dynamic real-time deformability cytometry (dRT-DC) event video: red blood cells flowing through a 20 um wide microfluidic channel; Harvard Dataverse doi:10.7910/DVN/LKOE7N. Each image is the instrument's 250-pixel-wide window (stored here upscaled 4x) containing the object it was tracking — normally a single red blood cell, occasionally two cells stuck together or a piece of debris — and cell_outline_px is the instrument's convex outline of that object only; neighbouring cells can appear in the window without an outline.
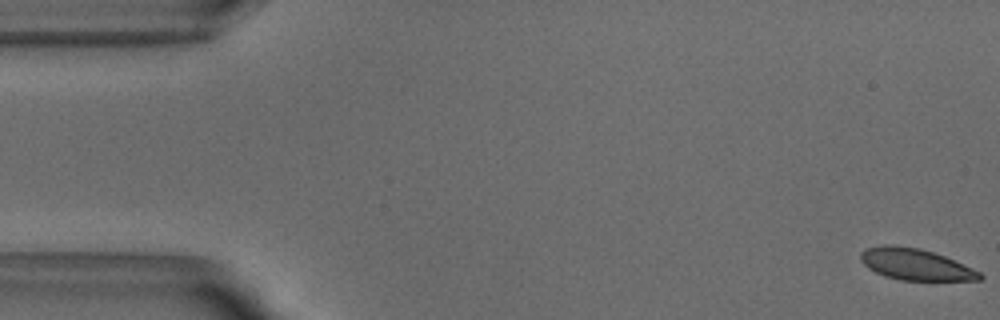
{"species": "common noctule bat (a hibernating species)", "species_latin": "Nyctalus noctula", "temperature_condition": "warm", "stored_images_in_passage": 52, "camera_frame_rate_fps": 3000, "um_per_image_px": 0.085, "animal": {"sex": "male", "body_mass_g": 18.8}, "frame": {"image": 1, "passage_image": 1, "time_ms": 0.0, "image_size_px": [1000, 320], "cell_outline_px": [[984, 276], [980, 280], [900, 280], [884, 276], [868, 268], [860, 260], [860, 252], [864, 248], [884, 244], [896, 244], [920, 248], [944, 256], [972, 268], [980, 272]], "centroid_in_image_um": [77.76, 22.45], "position_along_channel_um": 7.2, "area_um2": 21.91}}
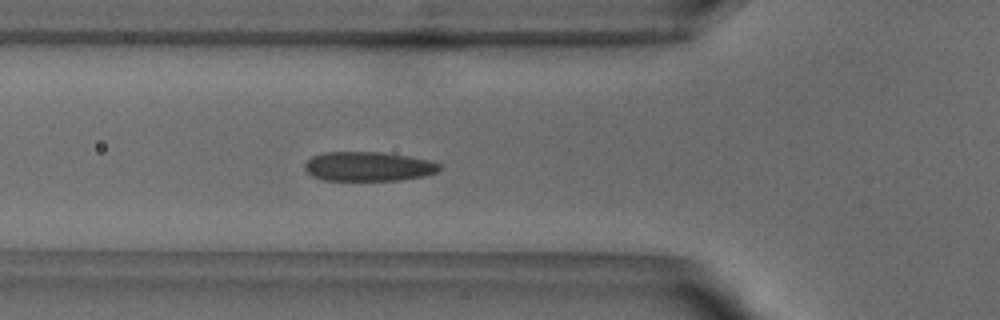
{"frame": {"image": 2, "passage_image": 18, "time_ms": 5.667, "image_size_px": [1000, 320], "cell_outline_px": [[440, 168], [436, 172], [424, 176], [400, 180], [324, 180], [312, 176], [304, 168], [304, 164], [312, 156], [324, 152], [380, 152], [408, 156], [428, 160], [440, 164]], "centroid_in_image_um": [31.28, 14.15], "position_along_channel_um": 94.5, "area_um2": 22.95}}
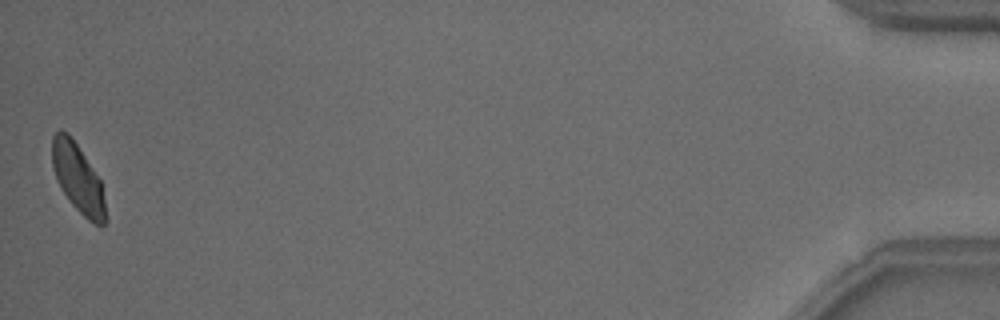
{"frame": {"image": 3, "passage_image": 52, "time_ms": 17.0, "image_size_px": [1000, 320], "cell_outline_px": [[104, 224], [96, 224], [88, 220], [68, 200], [60, 188], [56, 180], [52, 168], [52, 136], [60, 128], [68, 132], [100, 180], [104, 200]], "centroid_in_image_um": [6.55, 15.1], "position_along_channel_um": 428.6, "area_um2": 20.98}, "authors_computed_cell_mechanics": {"area_um2": 23.0622, "velocity_mm_per_s": 3.8257, "shape_relaxation_time_tau1_ms": 4.1542, "shape_relaxation_time_tau2_ms": 0.9537, "deformation_change_tau1": 0.1224, "deformation_change_tau2": 0.064}}